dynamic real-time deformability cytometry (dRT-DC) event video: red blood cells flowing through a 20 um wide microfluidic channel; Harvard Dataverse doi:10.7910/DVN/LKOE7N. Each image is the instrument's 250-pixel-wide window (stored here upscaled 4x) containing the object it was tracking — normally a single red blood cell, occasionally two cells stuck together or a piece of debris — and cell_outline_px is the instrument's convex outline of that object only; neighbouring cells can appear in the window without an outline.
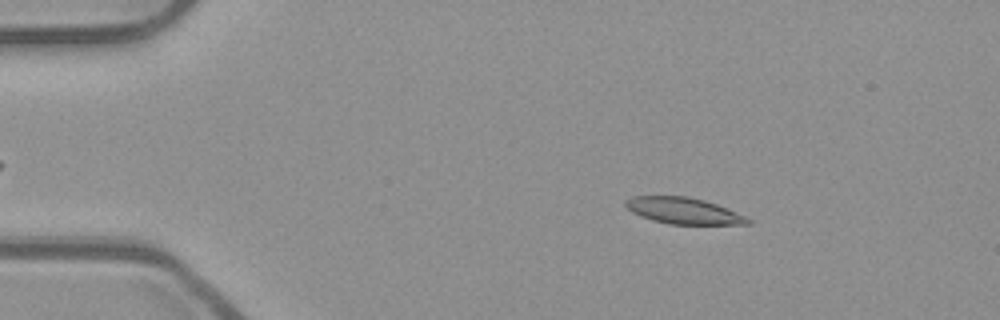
{"species": "common noctule bat (a hibernating species)", "species_latin": "Nyctalus noctula", "temperature_condition": "room temperature", "stored_images_in_passage": 53, "camera_frame_rate_fps": 3000, "um_per_image_px": 0.085, "animal": {"sex": "male", "body_mass_g": 23.1, "forearm_length_mm": 52.7}, "frame": {"image": 1, "passage_image": 8, "time_ms": 2.333, "image_size_px": [1000, 320], "cell_outline_px": [[752, 224], [668, 224], [652, 220], [640, 216], [632, 212], [624, 204], [624, 200], [632, 196], [688, 196], [704, 200], [716, 204], [744, 216], [752, 220]], "centroid_in_image_um": [58.06, 17.91], "position_along_channel_um": 26.9, "area_um2": 18.67}}
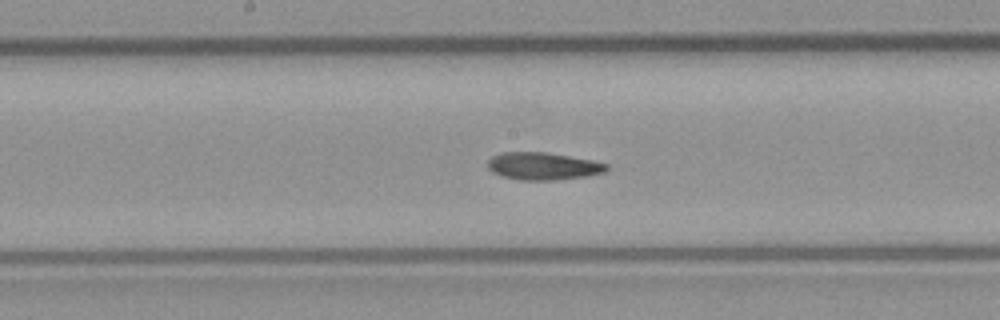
{"frame": {"image": 2, "passage_image": 27, "time_ms": 8.667, "image_size_px": [1000, 320], "cell_outline_px": [[608, 168], [604, 172], [588, 176], [552, 180], [520, 180], [500, 176], [492, 172], [488, 168], [488, 160], [492, 156], [500, 152], [548, 152], [592, 160], [608, 164]], "centroid_in_image_um": [46.14, 14.12], "position_along_channel_um": 202.1, "area_um2": 19.13}}
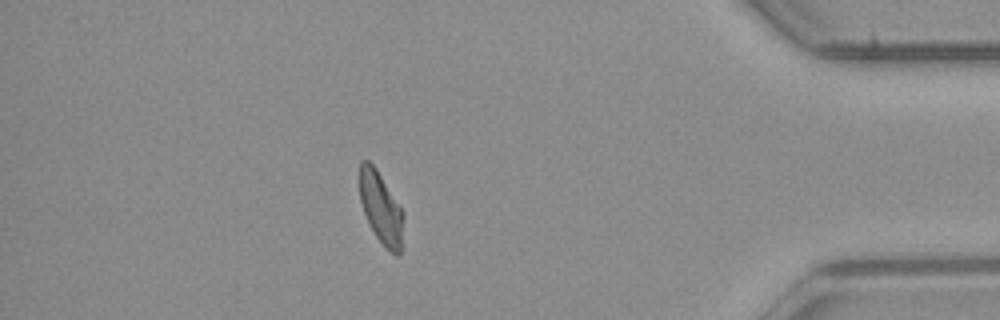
{"frame": {"image": 3, "passage_image": 46, "time_ms": 15.0, "image_size_px": [1000, 320], "cell_outline_px": [[404, 216], [400, 252], [396, 256], [376, 236], [364, 212], [360, 200], [360, 160], [368, 160], [376, 168], [400, 208]], "centroid_in_image_um": [32.36, 17.65], "position_along_channel_um": 402.8, "area_um2": 17.57}, "authors_computed_cell_mechanics": {"area_um2": 19.1318, "velocity_mm_per_s": 3.8705, "shape_relaxation_time_tau1_ms": 9.9719, "shape_relaxation_time_tau2_ms": 5.5505, "deformation_change_tau1": 0.2215, "deformation_change_tau2": 0.1236}}